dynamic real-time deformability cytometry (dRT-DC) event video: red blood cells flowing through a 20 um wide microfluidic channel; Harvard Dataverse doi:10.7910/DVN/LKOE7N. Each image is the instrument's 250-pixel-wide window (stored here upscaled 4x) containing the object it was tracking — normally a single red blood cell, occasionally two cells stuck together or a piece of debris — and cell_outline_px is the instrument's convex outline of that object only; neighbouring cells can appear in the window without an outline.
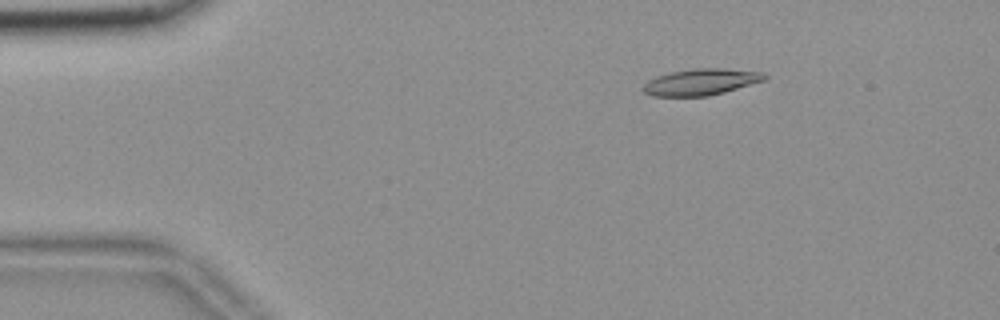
{"species": "common noctule bat (a hibernating species)", "species_latin": "Nyctalus noctula", "temperature_condition": "room temperature", "stored_images_in_passage": 56, "camera_frame_rate_fps": 3000, "um_per_image_px": 0.085, "animal": {"sex": "female", "body_mass_g": 18.4}, "frame": {"image": 1, "passage_image": 9, "time_ms": 2.667, "image_size_px": [1000, 320], "cell_outline_px": [[768, 76], [764, 80], [724, 92], [708, 96], [652, 96], [644, 92], [644, 84], [648, 80], [656, 76], [672, 72], [692, 68], [724, 68], [764, 72]], "centroid_in_image_um": [59.59, 6.96], "position_along_channel_um": 25.4, "area_um2": 18.61}}
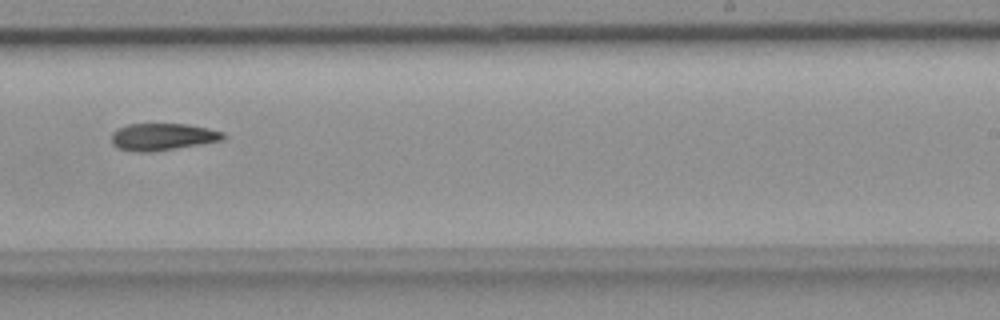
{"frame": {"image": 2, "passage_image": 35, "time_ms": 11.333, "image_size_px": [1000, 320], "cell_outline_px": [[224, 140], [152, 152], [132, 152], [120, 148], [112, 144], [112, 132], [128, 124], [188, 124], [208, 128], [224, 132]], "centroid_in_image_um": [13.82, 11.63], "position_along_channel_um": 275.2, "area_um2": 17.57}}
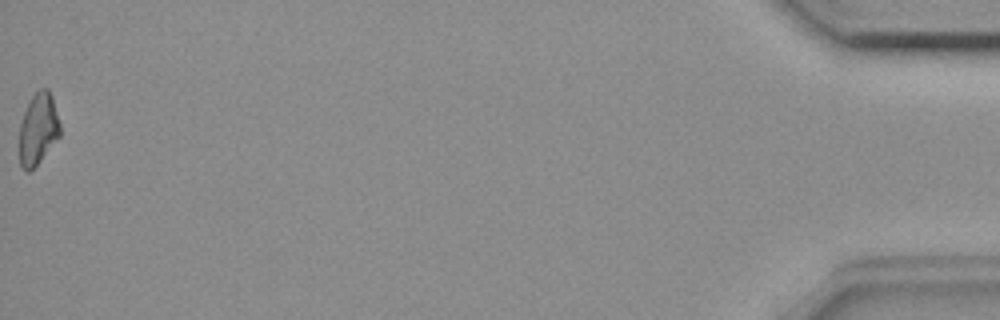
{"frame": {"image": 3, "passage_image": 56, "time_ms": 18.333, "image_size_px": [1000, 320], "cell_outline_px": [[60, 136], [40, 160], [28, 172], [24, 172], [20, 168], [20, 124], [24, 112], [32, 96], [40, 88], [48, 88], [52, 96], [60, 124]], "centroid_in_image_um": [3.24, 10.96], "position_along_channel_um": 432.0, "area_um2": 16.82}, "authors_computed_cell_mechanics": {"area_um2": 17.9469, "velocity_mm_per_s": 3.6687, "shape_relaxation_time_tau1_ms": 8.8106, "shape_relaxation_time_tau2_ms": null, "deformation_change_tau1": 0.1802, "deformation_change_tau2": null}}